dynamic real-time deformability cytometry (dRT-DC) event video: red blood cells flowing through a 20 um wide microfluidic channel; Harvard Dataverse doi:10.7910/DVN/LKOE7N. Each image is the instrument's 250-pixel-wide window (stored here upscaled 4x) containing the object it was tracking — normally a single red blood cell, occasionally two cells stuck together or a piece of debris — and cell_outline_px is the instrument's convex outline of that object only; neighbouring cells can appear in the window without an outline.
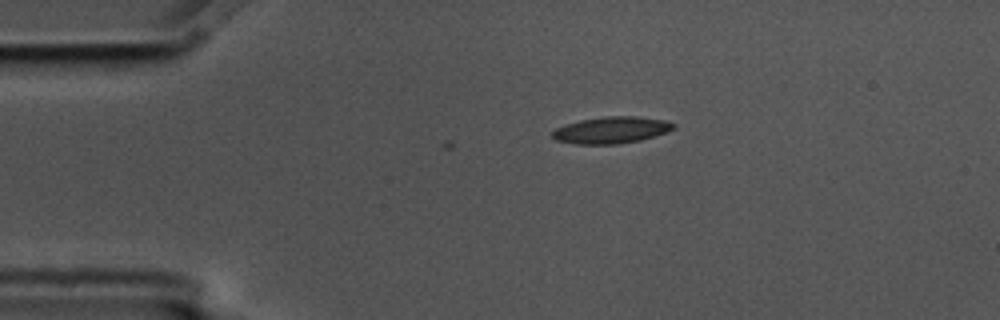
{"species": "common noctule bat (a hibernating species)", "species_latin": "Nyctalus noctula", "temperature_condition": "cold", "stored_images_in_passage": 2, "camera_frame_rate_fps": 3000, "um_per_image_px": 0.085, "animal": {"sex": "male", "body_mass_g": 17.5, "forearm_length_mm": 52.3}, "frame": {"image": 1, "passage_image": 2, "time_ms": 0.333, "image_size_px": [1000, 320], "cell_outline_px": [[676, 128], [668, 132], [640, 140], [616, 144], [576, 144], [556, 140], [552, 136], [552, 132], [556, 128], [564, 124], [580, 120], [604, 116], [636, 116], [664, 120], [676, 124]], "centroid_in_image_um": [51.97, 11.05], "position_along_channel_um": 33.0, "area_um2": 18.9}}